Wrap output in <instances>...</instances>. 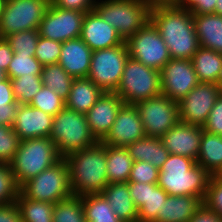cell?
<instances>
[{"label":"cell","mask_w":222,"mask_h":222,"mask_svg":"<svg viewBox=\"0 0 222 222\" xmlns=\"http://www.w3.org/2000/svg\"><path fill=\"white\" fill-rule=\"evenodd\" d=\"M150 21L158 29L171 59L191 60L200 45L190 11L166 2H152Z\"/></svg>","instance_id":"1"},{"label":"cell","mask_w":222,"mask_h":222,"mask_svg":"<svg viewBox=\"0 0 222 222\" xmlns=\"http://www.w3.org/2000/svg\"><path fill=\"white\" fill-rule=\"evenodd\" d=\"M5 2L6 0H0V17L5 6Z\"/></svg>","instance_id":"55"},{"label":"cell","mask_w":222,"mask_h":222,"mask_svg":"<svg viewBox=\"0 0 222 222\" xmlns=\"http://www.w3.org/2000/svg\"><path fill=\"white\" fill-rule=\"evenodd\" d=\"M217 0H201L191 11L192 14H209L215 12Z\"/></svg>","instance_id":"51"},{"label":"cell","mask_w":222,"mask_h":222,"mask_svg":"<svg viewBox=\"0 0 222 222\" xmlns=\"http://www.w3.org/2000/svg\"><path fill=\"white\" fill-rule=\"evenodd\" d=\"M16 203L23 222H53L54 204L25 198L20 192Z\"/></svg>","instance_id":"32"},{"label":"cell","mask_w":222,"mask_h":222,"mask_svg":"<svg viewBox=\"0 0 222 222\" xmlns=\"http://www.w3.org/2000/svg\"><path fill=\"white\" fill-rule=\"evenodd\" d=\"M168 193L157 184L149 183V196L138 209V222H155L162 215V207Z\"/></svg>","instance_id":"33"},{"label":"cell","mask_w":222,"mask_h":222,"mask_svg":"<svg viewBox=\"0 0 222 222\" xmlns=\"http://www.w3.org/2000/svg\"><path fill=\"white\" fill-rule=\"evenodd\" d=\"M198 83L191 60L170 59L160 70L162 94L177 103Z\"/></svg>","instance_id":"15"},{"label":"cell","mask_w":222,"mask_h":222,"mask_svg":"<svg viewBox=\"0 0 222 222\" xmlns=\"http://www.w3.org/2000/svg\"><path fill=\"white\" fill-rule=\"evenodd\" d=\"M20 138L12 127L0 125V163H10L19 149Z\"/></svg>","instance_id":"42"},{"label":"cell","mask_w":222,"mask_h":222,"mask_svg":"<svg viewBox=\"0 0 222 222\" xmlns=\"http://www.w3.org/2000/svg\"><path fill=\"white\" fill-rule=\"evenodd\" d=\"M125 104L136 103L162 94L160 71L128 57L120 84L115 91Z\"/></svg>","instance_id":"8"},{"label":"cell","mask_w":222,"mask_h":222,"mask_svg":"<svg viewBox=\"0 0 222 222\" xmlns=\"http://www.w3.org/2000/svg\"><path fill=\"white\" fill-rule=\"evenodd\" d=\"M191 62L199 82L222 85V53L200 46Z\"/></svg>","instance_id":"26"},{"label":"cell","mask_w":222,"mask_h":222,"mask_svg":"<svg viewBox=\"0 0 222 222\" xmlns=\"http://www.w3.org/2000/svg\"><path fill=\"white\" fill-rule=\"evenodd\" d=\"M62 43L39 36L35 58L43 65L57 64L61 55Z\"/></svg>","instance_id":"41"},{"label":"cell","mask_w":222,"mask_h":222,"mask_svg":"<svg viewBox=\"0 0 222 222\" xmlns=\"http://www.w3.org/2000/svg\"><path fill=\"white\" fill-rule=\"evenodd\" d=\"M86 222H123L102 194L81 196Z\"/></svg>","instance_id":"30"},{"label":"cell","mask_w":222,"mask_h":222,"mask_svg":"<svg viewBox=\"0 0 222 222\" xmlns=\"http://www.w3.org/2000/svg\"><path fill=\"white\" fill-rule=\"evenodd\" d=\"M126 44L129 57L155 70L160 71L171 59L164 40L150 20Z\"/></svg>","instance_id":"11"},{"label":"cell","mask_w":222,"mask_h":222,"mask_svg":"<svg viewBox=\"0 0 222 222\" xmlns=\"http://www.w3.org/2000/svg\"><path fill=\"white\" fill-rule=\"evenodd\" d=\"M221 93L222 85L199 82L178 103L180 121L202 127Z\"/></svg>","instance_id":"14"},{"label":"cell","mask_w":222,"mask_h":222,"mask_svg":"<svg viewBox=\"0 0 222 222\" xmlns=\"http://www.w3.org/2000/svg\"><path fill=\"white\" fill-rule=\"evenodd\" d=\"M152 2H165L166 0H151Z\"/></svg>","instance_id":"56"},{"label":"cell","mask_w":222,"mask_h":222,"mask_svg":"<svg viewBox=\"0 0 222 222\" xmlns=\"http://www.w3.org/2000/svg\"><path fill=\"white\" fill-rule=\"evenodd\" d=\"M0 222H23L16 201L0 205Z\"/></svg>","instance_id":"48"},{"label":"cell","mask_w":222,"mask_h":222,"mask_svg":"<svg viewBox=\"0 0 222 222\" xmlns=\"http://www.w3.org/2000/svg\"><path fill=\"white\" fill-rule=\"evenodd\" d=\"M128 57L125 41L116 47L93 51L87 78L104 92H115L120 84Z\"/></svg>","instance_id":"9"},{"label":"cell","mask_w":222,"mask_h":222,"mask_svg":"<svg viewBox=\"0 0 222 222\" xmlns=\"http://www.w3.org/2000/svg\"><path fill=\"white\" fill-rule=\"evenodd\" d=\"M19 186L8 163H0V205L16 201Z\"/></svg>","instance_id":"40"},{"label":"cell","mask_w":222,"mask_h":222,"mask_svg":"<svg viewBox=\"0 0 222 222\" xmlns=\"http://www.w3.org/2000/svg\"><path fill=\"white\" fill-rule=\"evenodd\" d=\"M189 222H222V219L202 205Z\"/></svg>","instance_id":"50"},{"label":"cell","mask_w":222,"mask_h":222,"mask_svg":"<svg viewBox=\"0 0 222 222\" xmlns=\"http://www.w3.org/2000/svg\"><path fill=\"white\" fill-rule=\"evenodd\" d=\"M53 117L29 104H19L12 128L21 141L49 137Z\"/></svg>","instance_id":"19"},{"label":"cell","mask_w":222,"mask_h":222,"mask_svg":"<svg viewBox=\"0 0 222 222\" xmlns=\"http://www.w3.org/2000/svg\"><path fill=\"white\" fill-rule=\"evenodd\" d=\"M135 107L148 137L161 138L180 121L178 103L163 94L140 101Z\"/></svg>","instance_id":"12"},{"label":"cell","mask_w":222,"mask_h":222,"mask_svg":"<svg viewBox=\"0 0 222 222\" xmlns=\"http://www.w3.org/2000/svg\"><path fill=\"white\" fill-rule=\"evenodd\" d=\"M199 1L201 0H166L165 2L191 12L198 5Z\"/></svg>","instance_id":"52"},{"label":"cell","mask_w":222,"mask_h":222,"mask_svg":"<svg viewBox=\"0 0 222 222\" xmlns=\"http://www.w3.org/2000/svg\"><path fill=\"white\" fill-rule=\"evenodd\" d=\"M19 192L28 199L58 203L73 195L70 186L69 168L65 158L29 179L19 187Z\"/></svg>","instance_id":"7"},{"label":"cell","mask_w":222,"mask_h":222,"mask_svg":"<svg viewBox=\"0 0 222 222\" xmlns=\"http://www.w3.org/2000/svg\"><path fill=\"white\" fill-rule=\"evenodd\" d=\"M203 128L179 121L160 139L170 154L197 160Z\"/></svg>","instance_id":"17"},{"label":"cell","mask_w":222,"mask_h":222,"mask_svg":"<svg viewBox=\"0 0 222 222\" xmlns=\"http://www.w3.org/2000/svg\"><path fill=\"white\" fill-rule=\"evenodd\" d=\"M43 65L31 54L14 53L6 71L8 78L19 76L41 75Z\"/></svg>","instance_id":"36"},{"label":"cell","mask_w":222,"mask_h":222,"mask_svg":"<svg viewBox=\"0 0 222 222\" xmlns=\"http://www.w3.org/2000/svg\"><path fill=\"white\" fill-rule=\"evenodd\" d=\"M84 12L49 6L38 28L39 35L58 42L76 39L81 36Z\"/></svg>","instance_id":"13"},{"label":"cell","mask_w":222,"mask_h":222,"mask_svg":"<svg viewBox=\"0 0 222 222\" xmlns=\"http://www.w3.org/2000/svg\"><path fill=\"white\" fill-rule=\"evenodd\" d=\"M211 175L195 160L186 156L169 154L159 169L157 185L171 196H194L202 201Z\"/></svg>","instance_id":"3"},{"label":"cell","mask_w":222,"mask_h":222,"mask_svg":"<svg viewBox=\"0 0 222 222\" xmlns=\"http://www.w3.org/2000/svg\"><path fill=\"white\" fill-rule=\"evenodd\" d=\"M108 183L128 182L134 160L125 147L106 145Z\"/></svg>","instance_id":"29"},{"label":"cell","mask_w":222,"mask_h":222,"mask_svg":"<svg viewBox=\"0 0 222 222\" xmlns=\"http://www.w3.org/2000/svg\"><path fill=\"white\" fill-rule=\"evenodd\" d=\"M50 0H6L0 17V38L38 29Z\"/></svg>","instance_id":"10"},{"label":"cell","mask_w":222,"mask_h":222,"mask_svg":"<svg viewBox=\"0 0 222 222\" xmlns=\"http://www.w3.org/2000/svg\"><path fill=\"white\" fill-rule=\"evenodd\" d=\"M144 137L146 134L138 109L135 105L124 103L109 133L101 142L112 147H126Z\"/></svg>","instance_id":"16"},{"label":"cell","mask_w":222,"mask_h":222,"mask_svg":"<svg viewBox=\"0 0 222 222\" xmlns=\"http://www.w3.org/2000/svg\"><path fill=\"white\" fill-rule=\"evenodd\" d=\"M39 36L38 29H30L13 33L5 39L10 44L14 53L31 54L35 56Z\"/></svg>","instance_id":"38"},{"label":"cell","mask_w":222,"mask_h":222,"mask_svg":"<svg viewBox=\"0 0 222 222\" xmlns=\"http://www.w3.org/2000/svg\"><path fill=\"white\" fill-rule=\"evenodd\" d=\"M73 195L101 194L107 186L106 145H95L65 157Z\"/></svg>","instance_id":"2"},{"label":"cell","mask_w":222,"mask_h":222,"mask_svg":"<svg viewBox=\"0 0 222 222\" xmlns=\"http://www.w3.org/2000/svg\"><path fill=\"white\" fill-rule=\"evenodd\" d=\"M101 194L123 222H138V209L129 192L128 182L108 183Z\"/></svg>","instance_id":"22"},{"label":"cell","mask_w":222,"mask_h":222,"mask_svg":"<svg viewBox=\"0 0 222 222\" xmlns=\"http://www.w3.org/2000/svg\"><path fill=\"white\" fill-rule=\"evenodd\" d=\"M29 105L55 116L65 107V101L52 89L43 85Z\"/></svg>","instance_id":"39"},{"label":"cell","mask_w":222,"mask_h":222,"mask_svg":"<svg viewBox=\"0 0 222 222\" xmlns=\"http://www.w3.org/2000/svg\"><path fill=\"white\" fill-rule=\"evenodd\" d=\"M59 63L43 66L41 81L44 86L52 89L64 101L67 100L73 80Z\"/></svg>","instance_id":"31"},{"label":"cell","mask_w":222,"mask_h":222,"mask_svg":"<svg viewBox=\"0 0 222 222\" xmlns=\"http://www.w3.org/2000/svg\"><path fill=\"white\" fill-rule=\"evenodd\" d=\"M53 222H86L81 197L72 195L56 203L53 209Z\"/></svg>","instance_id":"34"},{"label":"cell","mask_w":222,"mask_h":222,"mask_svg":"<svg viewBox=\"0 0 222 222\" xmlns=\"http://www.w3.org/2000/svg\"><path fill=\"white\" fill-rule=\"evenodd\" d=\"M202 205L199 197L168 195L162 215L155 222H189Z\"/></svg>","instance_id":"25"},{"label":"cell","mask_w":222,"mask_h":222,"mask_svg":"<svg viewBox=\"0 0 222 222\" xmlns=\"http://www.w3.org/2000/svg\"><path fill=\"white\" fill-rule=\"evenodd\" d=\"M203 205L222 219V176H211Z\"/></svg>","instance_id":"43"},{"label":"cell","mask_w":222,"mask_h":222,"mask_svg":"<svg viewBox=\"0 0 222 222\" xmlns=\"http://www.w3.org/2000/svg\"><path fill=\"white\" fill-rule=\"evenodd\" d=\"M202 128L207 133L222 136V93L217 98Z\"/></svg>","instance_id":"45"},{"label":"cell","mask_w":222,"mask_h":222,"mask_svg":"<svg viewBox=\"0 0 222 222\" xmlns=\"http://www.w3.org/2000/svg\"><path fill=\"white\" fill-rule=\"evenodd\" d=\"M7 78L6 72L0 69V82Z\"/></svg>","instance_id":"54"},{"label":"cell","mask_w":222,"mask_h":222,"mask_svg":"<svg viewBox=\"0 0 222 222\" xmlns=\"http://www.w3.org/2000/svg\"><path fill=\"white\" fill-rule=\"evenodd\" d=\"M130 196L139 209L143 203H146L149 196V183L128 182Z\"/></svg>","instance_id":"47"},{"label":"cell","mask_w":222,"mask_h":222,"mask_svg":"<svg viewBox=\"0 0 222 222\" xmlns=\"http://www.w3.org/2000/svg\"><path fill=\"white\" fill-rule=\"evenodd\" d=\"M61 158L55 143L49 137H40L22 140L9 165L20 187Z\"/></svg>","instance_id":"5"},{"label":"cell","mask_w":222,"mask_h":222,"mask_svg":"<svg viewBox=\"0 0 222 222\" xmlns=\"http://www.w3.org/2000/svg\"><path fill=\"white\" fill-rule=\"evenodd\" d=\"M92 50L79 37L62 43L58 63L74 78H87L91 64Z\"/></svg>","instance_id":"21"},{"label":"cell","mask_w":222,"mask_h":222,"mask_svg":"<svg viewBox=\"0 0 222 222\" xmlns=\"http://www.w3.org/2000/svg\"><path fill=\"white\" fill-rule=\"evenodd\" d=\"M214 14L222 16V0H217Z\"/></svg>","instance_id":"53"},{"label":"cell","mask_w":222,"mask_h":222,"mask_svg":"<svg viewBox=\"0 0 222 222\" xmlns=\"http://www.w3.org/2000/svg\"><path fill=\"white\" fill-rule=\"evenodd\" d=\"M80 38L92 51L116 47L124 42L116 29L105 22L94 9L85 14Z\"/></svg>","instance_id":"20"},{"label":"cell","mask_w":222,"mask_h":222,"mask_svg":"<svg viewBox=\"0 0 222 222\" xmlns=\"http://www.w3.org/2000/svg\"><path fill=\"white\" fill-rule=\"evenodd\" d=\"M13 50L6 39L0 38V69L7 71L13 57Z\"/></svg>","instance_id":"49"},{"label":"cell","mask_w":222,"mask_h":222,"mask_svg":"<svg viewBox=\"0 0 222 222\" xmlns=\"http://www.w3.org/2000/svg\"><path fill=\"white\" fill-rule=\"evenodd\" d=\"M192 16L199 45L222 53V16L214 13Z\"/></svg>","instance_id":"24"},{"label":"cell","mask_w":222,"mask_h":222,"mask_svg":"<svg viewBox=\"0 0 222 222\" xmlns=\"http://www.w3.org/2000/svg\"><path fill=\"white\" fill-rule=\"evenodd\" d=\"M159 169L149 162L135 161L128 182L157 184Z\"/></svg>","instance_id":"44"},{"label":"cell","mask_w":222,"mask_h":222,"mask_svg":"<svg viewBox=\"0 0 222 222\" xmlns=\"http://www.w3.org/2000/svg\"><path fill=\"white\" fill-rule=\"evenodd\" d=\"M104 91L88 78H75L65 107L86 114Z\"/></svg>","instance_id":"23"},{"label":"cell","mask_w":222,"mask_h":222,"mask_svg":"<svg viewBox=\"0 0 222 222\" xmlns=\"http://www.w3.org/2000/svg\"><path fill=\"white\" fill-rule=\"evenodd\" d=\"M135 161L149 162L156 168L161 166L169 157V152L164 147L160 138L144 137L125 147Z\"/></svg>","instance_id":"27"},{"label":"cell","mask_w":222,"mask_h":222,"mask_svg":"<svg viewBox=\"0 0 222 222\" xmlns=\"http://www.w3.org/2000/svg\"><path fill=\"white\" fill-rule=\"evenodd\" d=\"M49 138L55 143L58 153L63 158L98 142L90 131L86 114L66 107L53 117Z\"/></svg>","instance_id":"6"},{"label":"cell","mask_w":222,"mask_h":222,"mask_svg":"<svg viewBox=\"0 0 222 222\" xmlns=\"http://www.w3.org/2000/svg\"><path fill=\"white\" fill-rule=\"evenodd\" d=\"M96 0H50L53 6L87 13L94 9Z\"/></svg>","instance_id":"46"},{"label":"cell","mask_w":222,"mask_h":222,"mask_svg":"<svg viewBox=\"0 0 222 222\" xmlns=\"http://www.w3.org/2000/svg\"><path fill=\"white\" fill-rule=\"evenodd\" d=\"M18 103L13 95L10 78L0 82V125L13 127Z\"/></svg>","instance_id":"37"},{"label":"cell","mask_w":222,"mask_h":222,"mask_svg":"<svg viewBox=\"0 0 222 222\" xmlns=\"http://www.w3.org/2000/svg\"><path fill=\"white\" fill-rule=\"evenodd\" d=\"M10 80L13 95L18 104H30L34 96L43 86L41 75H23Z\"/></svg>","instance_id":"35"},{"label":"cell","mask_w":222,"mask_h":222,"mask_svg":"<svg viewBox=\"0 0 222 222\" xmlns=\"http://www.w3.org/2000/svg\"><path fill=\"white\" fill-rule=\"evenodd\" d=\"M151 4V0H96L94 10L126 42L150 20Z\"/></svg>","instance_id":"4"},{"label":"cell","mask_w":222,"mask_h":222,"mask_svg":"<svg viewBox=\"0 0 222 222\" xmlns=\"http://www.w3.org/2000/svg\"><path fill=\"white\" fill-rule=\"evenodd\" d=\"M196 163L211 176H222V136L203 130Z\"/></svg>","instance_id":"28"},{"label":"cell","mask_w":222,"mask_h":222,"mask_svg":"<svg viewBox=\"0 0 222 222\" xmlns=\"http://www.w3.org/2000/svg\"><path fill=\"white\" fill-rule=\"evenodd\" d=\"M124 104L115 92H104L86 113L92 135L101 142L109 133L120 107Z\"/></svg>","instance_id":"18"}]
</instances>
